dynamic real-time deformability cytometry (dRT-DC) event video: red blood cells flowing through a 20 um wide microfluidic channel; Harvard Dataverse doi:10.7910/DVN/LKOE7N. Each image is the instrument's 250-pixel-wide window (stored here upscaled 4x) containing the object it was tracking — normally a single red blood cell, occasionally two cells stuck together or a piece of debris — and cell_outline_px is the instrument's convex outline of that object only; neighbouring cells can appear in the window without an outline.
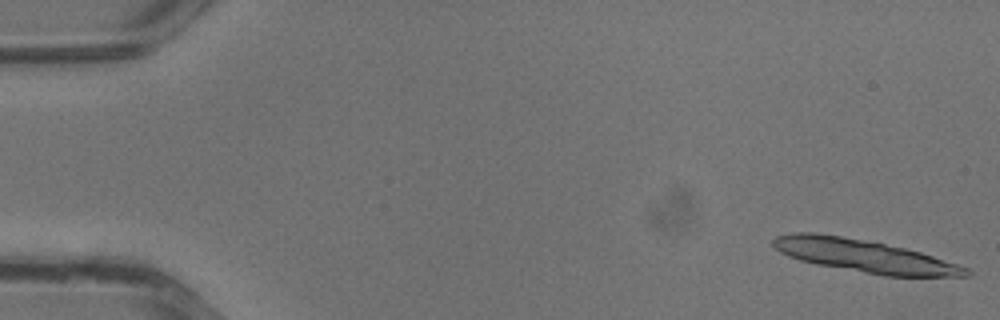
{"species": "common noctule bat (a hibernating species)", "species_latin": "Nyctalus noctula", "temperature_condition": "warm", "stored_images_in_passage": 9, "camera_frame_rate_fps": 3000, "um_per_image_px": 0.085, "animal": {"sex": "male", "body_mass_g": 13.3}, "frame": {"image": 1, "passage_image": 1, "time_ms": 0.0, "image_size_px": [1000, 320], "cell_outline_px": [[972, 276], [884, 276], [816, 264], [800, 260], [788, 256], [780, 252], [772, 244], [772, 240], [776, 236], [796, 232], [812, 232], [840, 236], [884, 244], [904, 248], [920, 252], [968, 268], [972, 272]], "centroid_in_image_um": [73.44, 21.76], "position_along_channel_um": 11.6, "area_um2": 36.24}}